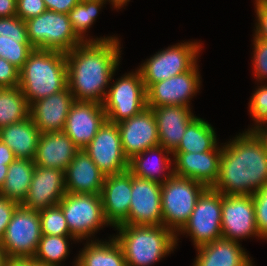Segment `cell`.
Here are the masks:
<instances>
[{"label": "cell", "mask_w": 267, "mask_h": 266, "mask_svg": "<svg viewBox=\"0 0 267 266\" xmlns=\"http://www.w3.org/2000/svg\"><path fill=\"white\" fill-rule=\"evenodd\" d=\"M132 174L126 172L105 176L101 191L103 214L110 226L122 225L130 209Z\"/></svg>", "instance_id": "cell-20"}, {"label": "cell", "mask_w": 267, "mask_h": 266, "mask_svg": "<svg viewBox=\"0 0 267 266\" xmlns=\"http://www.w3.org/2000/svg\"><path fill=\"white\" fill-rule=\"evenodd\" d=\"M35 167L32 160L16 158L8 166L7 177L0 189V196L22 204L27 197Z\"/></svg>", "instance_id": "cell-30"}, {"label": "cell", "mask_w": 267, "mask_h": 266, "mask_svg": "<svg viewBox=\"0 0 267 266\" xmlns=\"http://www.w3.org/2000/svg\"><path fill=\"white\" fill-rule=\"evenodd\" d=\"M16 15V0H0V18Z\"/></svg>", "instance_id": "cell-44"}, {"label": "cell", "mask_w": 267, "mask_h": 266, "mask_svg": "<svg viewBox=\"0 0 267 266\" xmlns=\"http://www.w3.org/2000/svg\"><path fill=\"white\" fill-rule=\"evenodd\" d=\"M175 164L173 174L179 177L190 178L212 188L216 183L219 170L222 147L218 145L207 152H172Z\"/></svg>", "instance_id": "cell-19"}, {"label": "cell", "mask_w": 267, "mask_h": 266, "mask_svg": "<svg viewBox=\"0 0 267 266\" xmlns=\"http://www.w3.org/2000/svg\"><path fill=\"white\" fill-rule=\"evenodd\" d=\"M118 38L83 41L66 53L67 87L75 101L103 103L120 61Z\"/></svg>", "instance_id": "cell-1"}, {"label": "cell", "mask_w": 267, "mask_h": 266, "mask_svg": "<svg viewBox=\"0 0 267 266\" xmlns=\"http://www.w3.org/2000/svg\"><path fill=\"white\" fill-rule=\"evenodd\" d=\"M105 2H107V0H81L68 12L72 28L82 41H103L110 38H116L110 36L106 38H92L89 40L87 38L86 40L84 39V34L87 32L86 30H88V28L90 29V26L94 24L93 22L96 20L95 18L98 16L97 14Z\"/></svg>", "instance_id": "cell-33"}, {"label": "cell", "mask_w": 267, "mask_h": 266, "mask_svg": "<svg viewBox=\"0 0 267 266\" xmlns=\"http://www.w3.org/2000/svg\"><path fill=\"white\" fill-rule=\"evenodd\" d=\"M42 237L39 212L17 206L0 243L7 257L33 258Z\"/></svg>", "instance_id": "cell-10"}, {"label": "cell", "mask_w": 267, "mask_h": 266, "mask_svg": "<svg viewBox=\"0 0 267 266\" xmlns=\"http://www.w3.org/2000/svg\"><path fill=\"white\" fill-rule=\"evenodd\" d=\"M31 266H51V265L39 263L35 261L33 258H31Z\"/></svg>", "instance_id": "cell-51"}, {"label": "cell", "mask_w": 267, "mask_h": 266, "mask_svg": "<svg viewBox=\"0 0 267 266\" xmlns=\"http://www.w3.org/2000/svg\"><path fill=\"white\" fill-rule=\"evenodd\" d=\"M222 193L207 188L198 198L188 222L179 231L191 236L195 248L222 238Z\"/></svg>", "instance_id": "cell-11"}, {"label": "cell", "mask_w": 267, "mask_h": 266, "mask_svg": "<svg viewBox=\"0 0 267 266\" xmlns=\"http://www.w3.org/2000/svg\"><path fill=\"white\" fill-rule=\"evenodd\" d=\"M84 150L105 176L117 175L129 168L116 123L106 120Z\"/></svg>", "instance_id": "cell-12"}, {"label": "cell", "mask_w": 267, "mask_h": 266, "mask_svg": "<svg viewBox=\"0 0 267 266\" xmlns=\"http://www.w3.org/2000/svg\"><path fill=\"white\" fill-rule=\"evenodd\" d=\"M74 97L68 87L30 105L29 117L41 133L61 132Z\"/></svg>", "instance_id": "cell-21"}, {"label": "cell", "mask_w": 267, "mask_h": 266, "mask_svg": "<svg viewBox=\"0 0 267 266\" xmlns=\"http://www.w3.org/2000/svg\"><path fill=\"white\" fill-rule=\"evenodd\" d=\"M58 205L71 236L77 241L89 238L104 225H109L103 214L101 194L66 193Z\"/></svg>", "instance_id": "cell-9"}, {"label": "cell", "mask_w": 267, "mask_h": 266, "mask_svg": "<svg viewBox=\"0 0 267 266\" xmlns=\"http://www.w3.org/2000/svg\"><path fill=\"white\" fill-rule=\"evenodd\" d=\"M123 153L128 160L148 148L159 145V134L155 115L146 107L133 117L117 123Z\"/></svg>", "instance_id": "cell-16"}, {"label": "cell", "mask_w": 267, "mask_h": 266, "mask_svg": "<svg viewBox=\"0 0 267 266\" xmlns=\"http://www.w3.org/2000/svg\"><path fill=\"white\" fill-rule=\"evenodd\" d=\"M4 266H31V258L8 257Z\"/></svg>", "instance_id": "cell-47"}, {"label": "cell", "mask_w": 267, "mask_h": 266, "mask_svg": "<svg viewBox=\"0 0 267 266\" xmlns=\"http://www.w3.org/2000/svg\"><path fill=\"white\" fill-rule=\"evenodd\" d=\"M15 159L14 152L0 140V163L10 165Z\"/></svg>", "instance_id": "cell-45"}, {"label": "cell", "mask_w": 267, "mask_h": 266, "mask_svg": "<svg viewBox=\"0 0 267 266\" xmlns=\"http://www.w3.org/2000/svg\"><path fill=\"white\" fill-rule=\"evenodd\" d=\"M73 236L42 235L33 259L39 263L60 266L69 253L68 239Z\"/></svg>", "instance_id": "cell-34"}, {"label": "cell", "mask_w": 267, "mask_h": 266, "mask_svg": "<svg viewBox=\"0 0 267 266\" xmlns=\"http://www.w3.org/2000/svg\"><path fill=\"white\" fill-rule=\"evenodd\" d=\"M41 132L28 117L24 121L0 128V140L16 158L32 160L35 157Z\"/></svg>", "instance_id": "cell-27"}, {"label": "cell", "mask_w": 267, "mask_h": 266, "mask_svg": "<svg viewBox=\"0 0 267 266\" xmlns=\"http://www.w3.org/2000/svg\"><path fill=\"white\" fill-rule=\"evenodd\" d=\"M197 63L182 74L153 83L147 90V107L178 105L190 107L191 98L200 89V74Z\"/></svg>", "instance_id": "cell-15"}, {"label": "cell", "mask_w": 267, "mask_h": 266, "mask_svg": "<svg viewBox=\"0 0 267 266\" xmlns=\"http://www.w3.org/2000/svg\"><path fill=\"white\" fill-rule=\"evenodd\" d=\"M267 184V150L248 129L222 146L219 176L212 189L223 195H252Z\"/></svg>", "instance_id": "cell-2"}, {"label": "cell", "mask_w": 267, "mask_h": 266, "mask_svg": "<svg viewBox=\"0 0 267 266\" xmlns=\"http://www.w3.org/2000/svg\"><path fill=\"white\" fill-rule=\"evenodd\" d=\"M25 23L29 44L34 49L67 53L83 42L74 32L68 14L46 10Z\"/></svg>", "instance_id": "cell-6"}, {"label": "cell", "mask_w": 267, "mask_h": 266, "mask_svg": "<svg viewBox=\"0 0 267 266\" xmlns=\"http://www.w3.org/2000/svg\"><path fill=\"white\" fill-rule=\"evenodd\" d=\"M114 238L121 246L127 266H149L174 250L177 234L165 226L122 224Z\"/></svg>", "instance_id": "cell-4"}, {"label": "cell", "mask_w": 267, "mask_h": 266, "mask_svg": "<svg viewBox=\"0 0 267 266\" xmlns=\"http://www.w3.org/2000/svg\"><path fill=\"white\" fill-rule=\"evenodd\" d=\"M46 10L43 0H16V16L23 21L34 18Z\"/></svg>", "instance_id": "cell-39"}, {"label": "cell", "mask_w": 267, "mask_h": 266, "mask_svg": "<svg viewBox=\"0 0 267 266\" xmlns=\"http://www.w3.org/2000/svg\"><path fill=\"white\" fill-rule=\"evenodd\" d=\"M19 85V69L0 57V88H12Z\"/></svg>", "instance_id": "cell-40"}, {"label": "cell", "mask_w": 267, "mask_h": 266, "mask_svg": "<svg viewBox=\"0 0 267 266\" xmlns=\"http://www.w3.org/2000/svg\"><path fill=\"white\" fill-rule=\"evenodd\" d=\"M8 166L6 163H0V189L3 187L7 177Z\"/></svg>", "instance_id": "cell-48"}, {"label": "cell", "mask_w": 267, "mask_h": 266, "mask_svg": "<svg viewBox=\"0 0 267 266\" xmlns=\"http://www.w3.org/2000/svg\"><path fill=\"white\" fill-rule=\"evenodd\" d=\"M206 189L198 181L172 174L161 184L163 226L179 234Z\"/></svg>", "instance_id": "cell-5"}, {"label": "cell", "mask_w": 267, "mask_h": 266, "mask_svg": "<svg viewBox=\"0 0 267 266\" xmlns=\"http://www.w3.org/2000/svg\"><path fill=\"white\" fill-rule=\"evenodd\" d=\"M107 120L101 103L74 101L63 132L83 150Z\"/></svg>", "instance_id": "cell-17"}, {"label": "cell", "mask_w": 267, "mask_h": 266, "mask_svg": "<svg viewBox=\"0 0 267 266\" xmlns=\"http://www.w3.org/2000/svg\"><path fill=\"white\" fill-rule=\"evenodd\" d=\"M80 150L63 131L41 133L33 162L65 171Z\"/></svg>", "instance_id": "cell-25"}, {"label": "cell", "mask_w": 267, "mask_h": 266, "mask_svg": "<svg viewBox=\"0 0 267 266\" xmlns=\"http://www.w3.org/2000/svg\"><path fill=\"white\" fill-rule=\"evenodd\" d=\"M109 1L113 5V7L120 9L121 7L126 5V3L129 2L130 0H109Z\"/></svg>", "instance_id": "cell-49"}, {"label": "cell", "mask_w": 267, "mask_h": 266, "mask_svg": "<svg viewBox=\"0 0 267 266\" xmlns=\"http://www.w3.org/2000/svg\"><path fill=\"white\" fill-rule=\"evenodd\" d=\"M108 88L102 105L109 122L117 124L147 107L146 88L138 70L125 73Z\"/></svg>", "instance_id": "cell-8"}, {"label": "cell", "mask_w": 267, "mask_h": 266, "mask_svg": "<svg viewBox=\"0 0 267 266\" xmlns=\"http://www.w3.org/2000/svg\"><path fill=\"white\" fill-rule=\"evenodd\" d=\"M253 69L256 79H267V42L254 38Z\"/></svg>", "instance_id": "cell-38"}, {"label": "cell", "mask_w": 267, "mask_h": 266, "mask_svg": "<svg viewBox=\"0 0 267 266\" xmlns=\"http://www.w3.org/2000/svg\"><path fill=\"white\" fill-rule=\"evenodd\" d=\"M193 266H253L239 242L218 239L199 246Z\"/></svg>", "instance_id": "cell-26"}, {"label": "cell", "mask_w": 267, "mask_h": 266, "mask_svg": "<svg viewBox=\"0 0 267 266\" xmlns=\"http://www.w3.org/2000/svg\"><path fill=\"white\" fill-rule=\"evenodd\" d=\"M29 111L30 105L18 86L0 88V128L24 121Z\"/></svg>", "instance_id": "cell-32"}, {"label": "cell", "mask_w": 267, "mask_h": 266, "mask_svg": "<svg viewBox=\"0 0 267 266\" xmlns=\"http://www.w3.org/2000/svg\"><path fill=\"white\" fill-rule=\"evenodd\" d=\"M148 154H156L159 158L155 157L157 158L156 160H149L146 158ZM169 154H172V152L165 149L161 145L148 148L147 150L141 152L140 154L134 156L129 160L128 171L137 177L156 181L162 184L173 174V169H171L170 167L172 161L171 158L168 157ZM149 161L151 162V164L149 163ZM166 169H170V171H168V174H165L163 172ZM161 172L164 175H161ZM160 176H163V179H161L162 177Z\"/></svg>", "instance_id": "cell-28"}, {"label": "cell", "mask_w": 267, "mask_h": 266, "mask_svg": "<svg viewBox=\"0 0 267 266\" xmlns=\"http://www.w3.org/2000/svg\"><path fill=\"white\" fill-rule=\"evenodd\" d=\"M7 258L8 257H7V255L5 253V251L0 246V266H4L5 265V262H6Z\"/></svg>", "instance_id": "cell-50"}, {"label": "cell", "mask_w": 267, "mask_h": 266, "mask_svg": "<svg viewBox=\"0 0 267 266\" xmlns=\"http://www.w3.org/2000/svg\"><path fill=\"white\" fill-rule=\"evenodd\" d=\"M256 226L260 238H267V184L255 194H252Z\"/></svg>", "instance_id": "cell-36"}, {"label": "cell", "mask_w": 267, "mask_h": 266, "mask_svg": "<svg viewBox=\"0 0 267 266\" xmlns=\"http://www.w3.org/2000/svg\"><path fill=\"white\" fill-rule=\"evenodd\" d=\"M257 24L254 38L267 42V0H256Z\"/></svg>", "instance_id": "cell-41"}, {"label": "cell", "mask_w": 267, "mask_h": 266, "mask_svg": "<svg viewBox=\"0 0 267 266\" xmlns=\"http://www.w3.org/2000/svg\"><path fill=\"white\" fill-rule=\"evenodd\" d=\"M151 109L157 122L159 145L173 152L181 142L188 124L196 116L187 106L168 105Z\"/></svg>", "instance_id": "cell-24"}, {"label": "cell", "mask_w": 267, "mask_h": 266, "mask_svg": "<svg viewBox=\"0 0 267 266\" xmlns=\"http://www.w3.org/2000/svg\"><path fill=\"white\" fill-rule=\"evenodd\" d=\"M214 128L202 118L195 117L187 126L181 142L173 152L201 153L217 146Z\"/></svg>", "instance_id": "cell-31"}, {"label": "cell", "mask_w": 267, "mask_h": 266, "mask_svg": "<svg viewBox=\"0 0 267 266\" xmlns=\"http://www.w3.org/2000/svg\"><path fill=\"white\" fill-rule=\"evenodd\" d=\"M47 10L57 13L68 14V12L81 0H43Z\"/></svg>", "instance_id": "cell-43"}, {"label": "cell", "mask_w": 267, "mask_h": 266, "mask_svg": "<svg viewBox=\"0 0 267 266\" xmlns=\"http://www.w3.org/2000/svg\"><path fill=\"white\" fill-rule=\"evenodd\" d=\"M34 48L29 44L25 21L18 16L0 18V57L19 70Z\"/></svg>", "instance_id": "cell-22"}, {"label": "cell", "mask_w": 267, "mask_h": 266, "mask_svg": "<svg viewBox=\"0 0 267 266\" xmlns=\"http://www.w3.org/2000/svg\"><path fill=\"white\" fill-rule=\"evenodd\" d=\"M19 204L6 197L0 196V243L9 224L12 214Z\"/></svg>", "instance_id": "cell-42"}, {"label": "cell", "mask_w": 267, "mask_h": 266, "mask_svg": "<svg viewBox=\"0 0 267 266\" xmlns=\"http://www.w3.org/2000/svg\"><path fill=\"white\" fill-rule=\"evenodd\" d=\"M250 99V115L256 124L267 123V86H259Z\"/></svg>", "instance_id": "cell-37"}, {"label": "cell", "mask_w": 267, "mask_h": 266, "mask_svg": "<svg viewBox=\"0 0 267 266\" xmlns=\"http://www.w3.org/2000/svg\"><path fill=\"white\" fill-rule=\"evenodd\" d=\"M138 226H161V183L132 174L128 219L123 223Z\"/></svg>", "instance_id": "cell-13"}, {"label": "cell", "mask_w": 267, "mask_h": 266, "mask_svg": "<svg viewBox=\"0 0 267 266\" xmlns=\"http://www.w3.org/2000/svg\"><path fill=\"white\" fill-rule=\"evenodd\" d=\"M263 126L265 125L258 124L255 127H253L254 129L250 128V131L254 133V135L261 141L263 147L267 150V127L265 128Z\"/></svg>", "instance_id": "cell-46"}, {"label": "cell", "mask_w": 267, "mask_h": 266, "mask_svg": "<svg viewBox=\"0 0 267 266\" xmlns=\"http://www.w3.org/2000/svg\"><path fill=\"white\" fill-rule=\"evenodd\" d=\"M66 194L65 173L61 169L36 166L22 206L39 211L58 205Z\"/></svg>", "instance_id": "cell-18"}, {"label": "cell", "mask_w": 267, "mask_h": 266, "mask_svg": "<svg viewBox=\"0 0 267 266\" xmlns=\"http://www.w3.org/2000/svg\"><path fill=\"white\" fill-rule=\"evenodd\" d=\"M29 105L67 87L66 53L34 49L19 70V85Z\"/></svg>", "instance_id": "cell-3"}, {"label": "cell", "mask_w": 267, "mask_h": 266, "mask_svg": "<svg viewBox=\"0 0 267 266\" xmlns=\"http://www.w3.org/2000/svg\"><path fill=\"white\" fill-rule=\"evenodd\" d=\"M222 238L238 239L258 236L252 195H223L221 211Z\"/></svg>", "instance_id": "cell-14"}, {"label": "cell", "mask_w": 267, "mask_h": 266, "mask_svg": "<svg viewBox=\"0 0 267 266\" xmlns=\"http://www.w3.org/2000/svg\"><path fill=\"white\" fill-rule=\"evenodd\" d=\"M42 235L71 236L64 213L59 205L38 211Z\"/></svg>", "instance_id": "cell-35"}, {"label": "cell", "mask_w": 267, "mask_h": 266, "mask_svg": "<svg viewBox=\"0 0 267 266\" xmlns=\"http://www.w3.org/2000/svg\"><path fill=\"white\" fill-rule=\"evenodd\" d=\"M64 173L66 193L101 194L105 175L84 149L75 155Z\"/></svg>", "instance_id": "cell-23"}, {"label": "cell", "mask_w": 267, "mask_h": 266, "mask_svg": "<svg viewBox=\"0 0 267 266\" xmlns=\"http://www.w3.org/2000/svg\"><path fill=\"white\" fill-rule=\"evenodd\" d=\"M75 261L74 266H127L123 250L114 236L108 242H87Z\"/></svg>", "instance_id": "cell-29"}, {"label": "cell", "mask_w": 267, "mask_h": 266, "mask_svg": "<svg viewBox=\"0 0 267 266\" xmlns=\"http://www.w3.org/2000/svg\"><path fill=\"white\" fill-rule=\"evenodd\" d=\"M201 46L198 42L178 43L147 59L138 69L146 90L153 83L189 71L197 63Z\"/></svg>", "instance_id": "cell-7"}]
</instances>
